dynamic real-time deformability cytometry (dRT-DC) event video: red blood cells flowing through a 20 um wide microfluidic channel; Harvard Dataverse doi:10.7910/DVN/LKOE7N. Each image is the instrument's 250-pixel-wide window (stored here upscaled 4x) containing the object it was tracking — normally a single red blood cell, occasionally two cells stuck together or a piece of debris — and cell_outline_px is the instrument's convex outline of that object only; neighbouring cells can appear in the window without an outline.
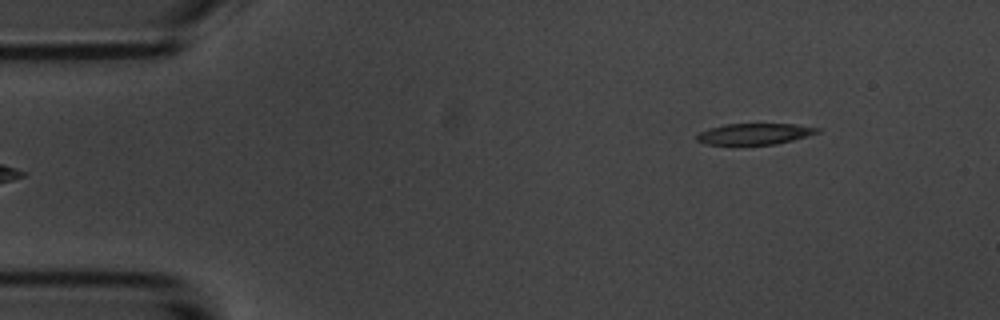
{"species": "common noctule bat (a hibernating species)", "species_latin": "Nyctalus noctula", "temperature_condition": "room temperature", "stored_images_in_passage": 5, "segment_of_instrument_passage": [2, 2], "camera_frame_rate_fps": 3000, "um_per_image_px": 0.085, "animal": {"sex": "male", "body_mass_g": 20.1, "forearm_length_mm": 53.5}, "frame": {"image": 1, "passage_image": 5, "time_ms": 4.667, "image_size_px": [1000, 320], "cell_outline_px": [[820, 132], [808, 136], [776, 144], [704, 144], [696, 140], [696, 136], [700, 132], [708, 128], [724, 124], [796, 124], [820, 128]], "centroid_in_image_um": [64.14, 11.37], "position_along_channel_um": 20.9, "area_um2": 14.8}}